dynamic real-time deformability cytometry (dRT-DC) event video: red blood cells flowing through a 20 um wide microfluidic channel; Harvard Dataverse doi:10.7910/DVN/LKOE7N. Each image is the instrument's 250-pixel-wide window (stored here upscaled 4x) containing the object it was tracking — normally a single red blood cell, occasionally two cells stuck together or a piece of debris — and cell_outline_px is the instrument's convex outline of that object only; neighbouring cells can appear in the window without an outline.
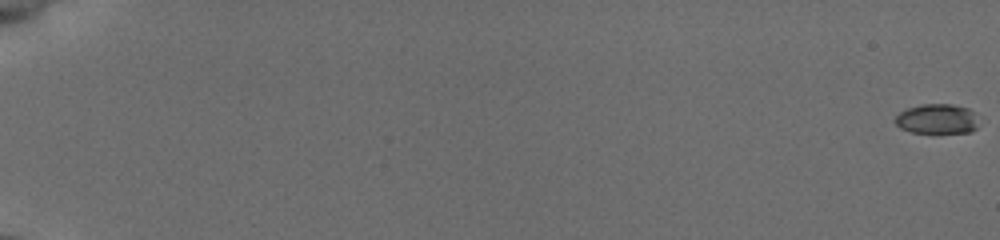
{"species": "common noctule bat (a hibernating species)", "species_latin": "Nyctalus noctula", "temperature_condition": "cold", "stored_images_in_passage": 56, "camera_frame_rate_fps": 3000, "um_per_image_px": 0.085, "animal": {"sex": "female", "body_mass_g": 19.5, "forearm_length_mm": 54.1}, "frame": {"image": 1, "passage_image": 1, "time_ms": 0.0, "image_size_px": [1000, 240], "cell_outline_px": [[976, 128], [972, 132], [936, 136], [932, 136], [912, 132], [900, 128], [892, 120], [900, 112], [908, 108], [920, 104], [952, 104], [968, 108], [972, 112]], "centroid_in_image_um": [79.59, 10.17], "position_along_channel_um": 5.4, "area_um2": 15.14}}
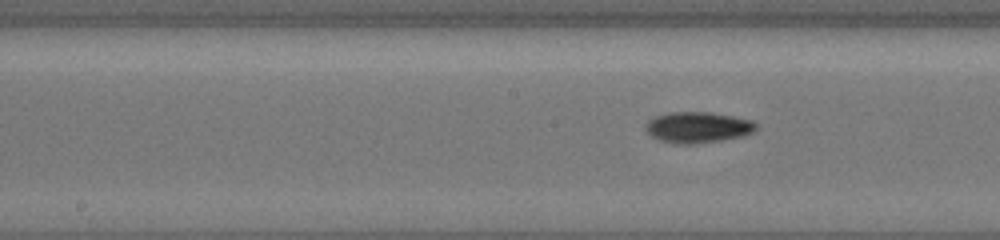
{"frame": {"image": 2, "passage_image": 32, "time_ms": 10.333, "image_size_px": [1000, 240], "cell_outline_px": [[760, 124], [752, 132], [744, 136], [720, 140], [692, 144], [676, 144], [660, 140], [652, 136], [644, 128], [644, 124], [648, 120], [656, 116], [672, 112], [712, 112], [752, 120]], "centroid_in_image_um": [59.32, 10.82], "position_along_channel_um": 188.9, "area_um2": 20.0}}
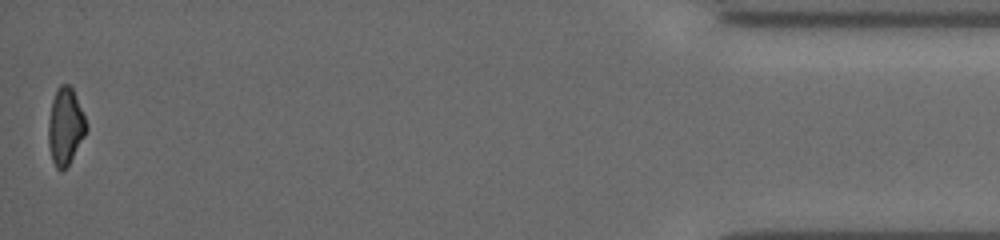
{"frame": {"image": 3, "passage_image": 56, "time_ms": 18.333, "image_size_px": [1000, 240], "cell_outline_px": [[88, 128], [84, 136], [68, 164], [60, 172], [56, 168], [52, 160], [48, 144], [48, 120], [52, 100], [56, 88], [60, 84], [68, 84], [72, 88], [88, 124]], "centroid_in_image_um": [5.54, 10.72], "position_along_channel_um": 429.7, "area_um2": 16.94}, "authors_computed_cell_mechanics": {"area_um2": 17.3978, "velocity_mm_per_s": 3.9386, "shape_relaxation_time_tau1_ms": 1.9779, "shape_relaxation_time_tau2_ms": 7.1252, "deformation_change_tau1": 0.1127, "deformation_change_tau2": 0.1408}}